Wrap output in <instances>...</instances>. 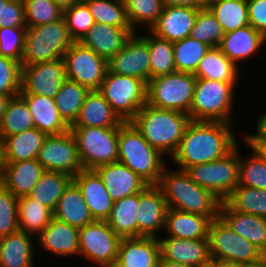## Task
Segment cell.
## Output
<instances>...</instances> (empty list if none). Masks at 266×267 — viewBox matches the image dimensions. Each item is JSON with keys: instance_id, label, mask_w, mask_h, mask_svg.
Segmentation results:
<instances>
[{"instance_id": "cell-28", "label": "cell", "mask_w": 266, "mask_h": 267, "mask_svg": "<svg viewBox=\"0 0 266 267\" xmlns=\"http://www.w3.org/2000/svg\"><path fill=\"white\" fill-rule=\"evenodd\" d=\"M44 172L37 159L4 162L2 184L17 198L28 196Z\"/></svg>"}, {"instance_id": "cell-18", "label": "cell", "mask_w": 266, "mask_h": 267, "mask_svg": "<svg viewBox=\"0 0 266 267\" xmlns=\"http://www.w3.org/2000/svg\"><path fill=\"white\" fill-rule=\"evenodd\" d=\"M137 209L138 237H158L157 232L164 228L168 209L162 191L157 185H147L139 193Z\"/></svg>"}, {"instance_id": "cell-5", "label": "cell", "mask_w": 266, "mask_h": 267, "mask_svg": "<svg viewBox=\"0 0 266 267\" xmlns=\"http://www.w3.org/2000/svg\"><path fill=\"white\" fill-rule=\"evenodd\" d=\"M73 43L63 17L52 23L26 27L21 66L61 59Z\"/></svg>"}, {"instance_id": "cell-47", "label": "cell", "mask_w": 266, "mask_h": 267, "mask_svg": "<svg viewBox=\"0 0 266 267\" xmlns=\"http://www.w3.org/2000/svg\"><path fill=\"white\" fill-rule=\"evenodd\" d=\"M26 27L40 26L58 21L63 9L53 0H23Z\"/></svg>"}, {"instance_id": "cell-40", "label": "cell", "mask_w": 266, "mask_h": 267, "mask_svg": "<svg viewBox=\"0 0 266 267\" xmlns=\"http://www.w3.org/2000/svg\"><path fill=\"white\" fill-rule=\"evenodd\" d=\"M34 128L25 100L18 94L11 97L0 124V139Z\"/></svg>"}, {"instance_id": "cell-6", "label": "cell", "mask_w": 266, "mask_h": 267, "mask_svg": "<svg viewBox=\"0 0 266 267\" xmlns=\"http://www.w3.org/2000/svg\"><path fill=\"white\" fill-rule=\"evenodd\" d=\"M237 83L197 79L189 117L192 121L230 123Z\"/></svg>"}, {"instance_id": "cell-31", "label": "cell", "mask_w": 266, "mask_h": 267, "mask_svg": "<svg viewBox=\"0 0 266 267\" xmlns=\"http://www.w3.org/2000/svg\"><path fill=\"white\" fill-rule=\"evenodd\" d=\"M53 217L78 229L94 221L81 191L73 181L60 197Z\"/></svg>"}, {"instance_id": "cell-51", "label": "cell", "mask_w": 266, "mask_h": 267, "mask_svg": "<svg viewBox=\"0 0 266 267\" xmlns=\"http://www.w3.org/2000/svg\"><path fill=\"white\" fill-rule=\"evenodd\" d=\"M25 35L26 27L0 28V55L21 64L25 47Z\"/></svg>"}, {"instance_id": "cell-9", "label": "cell", "mask_w": 266, "mask_h": 267, "mask_svg": "<svg viewBox=\"0 0 266 267\" xmlns=\"http://www.w3.org/2000/svg\"><path fill=\"white\" fill-rule=\"evenodd\" d=\"M83 169L118 161L119 127H70Z\"/></svg>"}, {"instance_id": "cell-46", "label": "cell", "mask_w": 266, "mask_h": 267, "mask_svg": "<svg viewBox=\"0 0 266 267\" xmlns=\"http://www.w3.org/2000/svg\"><path fill=\"white\" fill-rule=\"evenodd\" d=\"M128 21L135 31L140 23L147 25V29L157 22L164 7L163 0H123Z\"/></svg>"}, {"instance_id": "cell-2", "label": "cell", "mask_w": 266, "mask_h": 267, "mask_svg": "<svg viewBox=\"0 0 266 267\" xmlns=\"http://www.w3.org/2000/svg\"><path fill=\"white\" fill-rule=\"evenodd\" d=\"M157 186L168 208L209 217H219L221 200L196 184L185 170L169 171L165 166Z\"/></svg>"}, {"instance_id": "cell-33", "label": "cell", "mask_w": 266, "mask_h": 267, "mask_svg": "<svg viewBox=\"0 0 266 267\" xmlns=\"http://www.w3.org/2000/svg\"><path fill=\"white\" fill-rule=\"evenodd\" d=\"M47 134L37 128L7 136L3 140L4 162L37 159Z\"/></svg>"}, {"instance_id": "cell-15", "label": "cell", "mask_w": 266, "mask_h": 267, "mask_svg": "<svg viewBox=\"0 0 266 267\" xmlns=\"http://www.w3.org/2000/svg\"><path fill=\"white\" fill-rule=\"evenodd\" d=\"M66 80L63 58L21 66L19 94H38L55 98Z\"/></svg>"}, {"instance_id": "cell-55", "label": "cell", "mask_w": 266, "mask_h": 267, "mask_svg": "<svg viewBox=\"0 0 266 267\" xmlns=\"http://www.w3.org/2000/svg\"><path fill=\"white\" fill-rule=\"evenodd\" d=\"M256 134H248L244 137L246 143H266V113L260 115L257 121Z\"/></svg>"}, {"instance_id": "cell-50", "label": "cell", "mask_w": 266, "mask_h": 267, "mask_svg": "<svg viewBox=\"0 0 266 267\" xmlns=\"http://www.w3.org/2000/svg\"><path fill=\"white\" fill-rule=\"evenodd\" d=\"M18 198L2 183L0 184V237L19 230Z\"/></svg>"}, {"instance_id": "cell-24", "label": "cell", "mask_w": 266, "mask_h": 267, "mask_svg": "<svg viewBox=\"0 0 266 267\" xmlns=\"http://www.w3.org/2000/svg\"><path fill=\"white\" fill-rule=\"evenodd\" d=\"M36 237L44 250L57 256L79 255V229L54 217Z\"/></svg>"}, {"instance_id": "cell-54", "label": "cell", "mask_w": 266, "mask_h": 267, "mask_svg": "<svg viewBox=\"0 0 266 267\" xmlns=\"http://www.w3.org/2000/svg\"><path fill=\"white\" fill-rule=\"evenodd\" d=\"M249 25L266 37V0H246Z\"/></svg>"}, {"instance_id": "cell-27", "label": "cell", "mask_w": 266, "mask_h": 267, "mask_svg": "<svg viewBox=\"0 0 266 267\" xmlns=\"http://www.w3.org/2000/svg\"><path fill=\"white\" fill-rule=\"evenodd\" d=\"M264 43H266V37L247 25L225 33L218 47L231 62L238 66L237 62L256 54Z\"/></svg>"}, {"instance_id": "cell-12", "label": "cell", "mask_w": 266, "mask_h": 267, "mask_svg": "<svg viewBox=\"0 0 266 267\" xmlns=\"http://www.w3.org/2000/svg\"><path fill=\"white\" fill-rule=\"evenodd\" d=\"M121 240L106 220H94L79 229V256L99 267H114Z\"/></svg>"}, {"instance_id": "cell-14", "label": "cell", "mask_w": 266, "mask_h": 267, "mask_svg": "<svg viewBox=\"0 0 266 267\" xmlns=\"http://www.w3.org/2000/svg\"><path fill=\"white\" fill-rule=\"evenodd\" d=\"M37 160L45 171L63 172L72 177L83 169L77 144L70 130L59 135H47Z\"/></svg>"}, {"instance_id": "cell-60", "label": "cell", "mask_w": 266, "mask_h": 267, "mask_svg": "<svg viewBox=\"0 0 266 267\" xmlns=\"http://www.w3.org/2000/svg\"><path fill=\"white\" fill-rule=\"evenodd\" d=\"M159 267H191V266L184 265V264H181V263L171 262V261H168V260H163L160 257Z\"/></svg>"}, {"instance_id": "cell-39", "label": "cell", "mask_w": 266, "mask_h": 267, "mask_svg": "<svg viewBox=\"0 0 266 267\" xmlns=\"http://www.w3.org/2000/svg\"><path fill=\"white\" fill-rule=\"evenodd\" d=\"M90 90L79 83L66 79L55 95V103L63 120L71 126L77 119L86 95Z\"/></svg>"}, {"instance_id": "cell-63", "label": "cell", "mask_w": 266, "mask_h": 267, "mask_svg": "<svg viewBox=\"0 0 266 267\" xmlns=\"http://www.w3.org/2000/svg\"><path fill=\"white\" fill-rule=\"evenodd\" d=\"M211 267H238V265L237 266H235V265H226V264H220V263L212 262Z\"/></svg>"}, {"instance_id": "cell-8", "label": "cell", "mask_w": 266, "mask_h": 267, "mask_svg": "<svg viewBox=\"0 0 266 267\" xmlns=\"http://www.w3.org/2000/svg\"><path fill=\"white\" fill-rule=\"evenodd\" d=\"M212 262L240 265L259 261L265 255L232 230L220 217L212 220L208 234Z\"/></svg>"}, {"instance_id": "cell-53", "label": "cell", "mask_w": 266, "mask_h": 267, "mask_svg": "<svg viewBox=\"0 0 266 267\" xmlns=\"http://www.w3.org/2000/svg\"><path fill=\"white\" fill-rule=\"evenodd\" d=\"M26 27L23 0H1L0 28Z\"/></svg>"}, {"instance_id": "cell-42", "label": "cell", "mask_w": 266, "mask_h": 267, "mask_svg": "<svg viewBox=\"0 0 266 267\" xmlns=\"http://www.w3.org/2000/svg\"><path fill=\"white\" fill-rule=\"evenodd\" d=\"M142 36L148 43L150 54V79L176 72L173 42L157 37L151 31Z\"/></svg>"}, {"instance_id": "cell-59", "label": "cell", "mask_w": 266, "mask_h": 267, "mask_svg": "<svg viewBox=\"0 0 266 267\" xmlns=\"http://www.w3.org/2000/svg\"><path fill=\"white\" fill-rule=\"evenodd\" d=\"M53 1L64 10L68 7H71L77 3L82 2L83 0H53Z\"/></svg>"}, {"instance_id": "cell-30", "label": "cell", "mask_w": 266, "mask_h": 267, "mask_svg": "<svg viewBox=\"0 0 266 267\" xmlns=\"http://www.w3.org/2000/svg\"><path fill=\"white\" fill-rule=\"evenodd\" d=\"M212 219L198 214L168 208L164 228L170 237L180 239L208 238Z\"/></svg>"}, {"instance_id": "cell-36", "label": "cell", "mask_w": 266, "mask_h": 267, "mask_svg": "<svg viewBox=\"0 0 266 267\" xmlns=\"http://www.w3.org/2000/svg\"><path fill=\"white\" fill-rule=\"evenodd\" d=\"M73 177L63 172L45 171L28 195L54 211L65 189Z\"/></svg>"}, {"instance_id": "cell-7", "label": "cell", "mask_w": 266, "mask_h": 267, "mask_svg": "<svg viewBox=\"0 0 266 267\" xmlns=\"http://www.w3.org/2000/svg\"><path fill=\"white\" fill-rule=\"evenodd\" d=\"M197 78L193 73L174 72L147 82L146 104L188 114Z\"/></svg>"}, {"instance_id": "cell-25", "label": "cell", "mask_w": 266, "mask_h": 267, "mask_svg": "<svg viewBox=\"0 0 266 267\" xmlns=\"http://www.w3.org/2000/svg\"><path fill=\"white\" fill-rule=\"evenodd\" d=\"M219 217L266 256V218L232 210L224 201L219 208Z\"/></svg>"}, {"instance_id": "cell-62", "label": "cell", "mask_w": 266, "mask_h": 267, "mask_svg": "<svg viewBox=\"0 0 266 267\" xmlns=\"http://www.w3.org/2000/svg\"><path fill=\"white\" fill-rule=\"evenodd\" d=\"M238 267H266V256H264L257 262L240 264L238 265Z\"/></svg>"}, {"instance_id": "cell-56", "label": "cell", "mask_w": 266, "mask_h": 267, "mask_svg": "<svg viewBox=\"0 0 266 267\" xmlns=\"http://www.w3.org/2000/svg\"><path fill=\"white\" fill-rule=\"evenodd\" d=\"M164 4L167 5H180V6H190V7H205V0H163Z\"/></svg>"}, {"instance_id": "cell-61", "label": "cell", "mask_w": 266, "mask_h": 267, "mask_svg": "<svg viewBox=\"0 0 266 267\" xmlns=\"http://www.w3.org/2000/svg\"><path fill=\"white\" fill-rule=\"evenodd\" d=\"M4 175V153H3V141L0 139V184L2 183Z\"/></svg>"}, {"instance_id": "cell-44", "label": "cell", "mask_w": 266, "mask_h": 267, "mask_svg": "<svg viewBox=\"0 0 266 267\" xmlns=\"http://www.w3.org/2000/svg\"><path fill=\"white\" fill-rule=\"evenodd\" d=\"M90 10L95 23L119 28H132L123 0H83Z\"/></svg>"}, {"instance_id": "cell-1", "label": "cell", "mask_w": 266, "mask_h": 267, "mask_svg": "<svg viewBox=\"0 0 266 267\" xmlns=\"http://www.w3.org/2000/svg\"><path fill=\"white\" fill-rule=\"evenodd\" d=\"M230 123L192 121L187 126L177 150L172 155L179 169L223 158L238 142Z\"/></svg>"}, {"instance_id": "cell-11", "label": "cell", "mask_w": 266, "mask_h": 267, "mask_svg": "<svg viewBox=\"0 0 266 267\" xmlns=\"http://www.w3.org/2000/svg\"><path fill=\"white\" fill-rule=\"evenodd\" d=\"M236 146L223 158L195 164L185 171L200 187L211 191L222 202L239 184V151Z\"/></svg>"}, {"instance_id": "cell-45", "label": "cell", "mask_w": 266, "mask_h": 267, "mask_svg": "<svg viewBox=\"0 0 266 267\" xmlns=\"http://www.w3.org/2000/svg\"><path fill=\"white\" fill-rule=\"evenodd\" d=\"M224 31L214 14L205 6L199 9L190 37L212 47H218Z\"/></svg>"}, {"instance_id": "cell-64", "label": "cell", "mask_w": 266, "mask_h": 267, "mask_svg": "<svg viewBox=\"0 0 266 267\" xmlns=\"http://www.w3.org/2000/svg\"><path fill=\"white\" fill-rule=\"evenodd\" d=\"M206 1V6L211 3V2H215V1H218V0H205Z\"/></svg>"}, {"instance_id": "cell-4", "label": "cell", "mask_w": 266, "mask_h": 267, "mask_svg": "<svg viewBox=\"0 0 266 267\" xmlns=\"http://www.w3.org/2000/svg\"><path fill=\"white\" fill-rule=\"evenodd\" d=\"M164 156L153 148L131 122L118 131V161L130 168L148 185H157L166 166Z\"/></svg>"}, {"instance_id": "cell-29", "label": "cell", "mask_w": 266, "mask_h": 267, "mask_svg": "<svg viewBox=\"0 0 266 267\" xmlns=\"http://www.w3.org/2000/svg\"><path fill=\"white\" fill-rule=\"evenodd\" d=\"M123 121L98 90L90 91L79 115L70 127H119Z\"/></svg>"}, {"instance_id": "cell-17", "label": "cell", "mask_w": 266, "mask_h": 267, "mask_svg": "<svg viewBox=\"0 0 266 267\" xmlns=\"http://www.w3.org/2000/svg\"><path fill=\"white\" fill-rule=\"evenodd\" d=\"M158 240L160 256L163 260L191 267H211L212 265L208 238L180 239L168 236Z\"/></svg>"}, {"instance_id": "cell-21", "label": "cell", "mask_w": 266, "mask_h": 267, "mask_svg": "<svg viewBox=\"0 0 266 267\" xmlns=\"http://www.w3.org/2000/svg\"><path fill=\"white\" fill-rule=\"evenodd\" d=\"M94 220H106L114 201L95 170L82 169L73 177Z\"/></svg>"}, {"instance_id": "cell-43", "label": "cell", "mask_w": 266, "mask_h": 267, "mask_svg": "<svg viewBox=\"0 0 266 267\" xmlns=\"http://www.w3.org/2000/svg\"><path fill=\"white\" fill-rule=\"evenodd\" d=\"M211 47L196 39L186 37L173 42L174 63L177 72L195 73L199 62Z\"/></svg>"}, {"instance_id": "cell-22", "label": "cell", "mask_w": 266, "mask_h": 267, "mask_svg": "<svg viewBox=\"0 0 266 267\" xmlns=\"http://www.w3.org/2000/svg\"><path fill=\"white\" fill-rule=\"evenodd\" d=\"M95 171L101 177L114 202L140 193L148 185L130 168L119 161L99 166Z\"/></svg>"}, {"instance_id": "cell-26", "label": "cell", "mask_w": 266, "mask_h": 267, "mask_svg": "<svg viewBox=\"0 0 266 267\" xmlns=\"http://www.w3.org/2000/svg\"><path fill=\"white\" fill-rule=\"evenodd\" d=\"M32 115L34 127L47 135H59L70 130L57 109L55 99L38 94H19Z\"/></svg>"}, {"instance_id": "cell-52", "label": "cell", "mask_w": 266, "mask_h": 267, "mask_svg": "<svg viewBox=\"0 0 266 267\" xmlns=\"http://www.w3.org/2000/svg\"><path fill=\"white\" fill-rule=\"evenodd\" d=\"M21 64L0 55V94L10 97L20 93Z\"/></svg>"}, {"instance_id": "cell-57", "label": "cell", "mask_w": 266, "mask_h": 267, "mask_svg": "<svg viewBox=\"0 0 266 267\" xmlns=\"http://www.w3.org/2000/svg\"><path fill=\"white\" fill-rule=\"evenodd\" d=\"M253 153H255L264 163H266V143H247Z\"/></svg>"}, {"instance_id": "cell-37", "label": "cell", "mask_w": 266, "mask_h": 267, "mask_svg": "<svg viewBox=\"0 0 266 267\" xmlns=\"http://www.w3.org/2000/svg\"><path fill=\"white\" fill-rule=\"evenodd\" d=\"M19 230L38 235L52 220L53 211L29 196L18 198Z\"/></svg>"}, {"instance_id": "cell-35", "label": "cell", "mask_w": 266, "mask_h": 267, "mask_svg": "<svg viewBox=\"0 0 266 267\" xmlns=\"http://www.w3.org/2000/svg\"><path fill=\"white\" fill-rule=\"evenodd\" d=\"M238 70V66L231 62L219 47H212L199 62L194 76L197 79L236 83Z\"/></svg>"}, {"instance_id": "cell-49", "label": "cell", "mask_w": 266, "mask_h": 267, "mask_svg": "<svg viewBox=\"0 0 266 267\" xmlns=\"http://www.w3.org/2000/svg\"><path fill=\"white\" fill-rule=\"evenodd\" d=\"M239 152V184L245 187L266 189V163L255 153L245 160ZM242 160V161H241Z\"/></svg>"}, {"instance_id": "cell-58", "label": "cell", "mask_w": 266, "mask_h": 267, "mask_svg": "<svg viewBox=\"0 0 266 267\" xmlns=\"http://www.w3.org/2000/svg\"><path fill=\"white\" fill-rule=\"evenodd\" d=\"M11 97L0 94V124Z\"/></svg>"}, {"instance_id": "cell-19", "label": "cell", "mask_w": 266, "mask_h": 267, "mask_svg": "<svg viewBox=\"0 0 266 267\" xmlns=\"http://www.w3.org/2000/svg\"><path fill=\"white\" fill-rule=\"evenodd\" d=\"M200 8L202 7L165 4L150 31L157 37L171 42L189 37Z\"/></svg>"}, {"instance_id": "cell-38", "label": "cell", "mask_w": 266, "mask_h": 267, "mask_svg": "<svg viewBox=\"0 0 266 267\" xmlns=\"http://www.w3.org/2000/svg\"><path fill=\"white\" fill-rule=\"evenodd\" d=\"M224 33L249 25L246 0H218L207 5Z\"/></svg>"}, {"instance_id": "cell-13", "label": "cell", "mask_w": 266, "mask_h": 267, "mask_svg": "<svg viewBox=\"0 0 266 267\" xmlns=\"http://www.w3.org/2000/svg\"><path fill=\"white\" fill-rule=\"evenodd\" d=\"M66 79L87 87L90 91L99 90L108 70L107 61L92 49L74 42L64 53Z\"/></svg>"}, {"instance_id": "cell-16", "label": "cell", "mask_w": 266, "mask_h": 267, "mask_svg": "<svg viewBox=\"0 0 266 267\" xmlns=\"http://www.w3.org/2000/svg\"><path fill=\"white\" fill-rule=\"evenodd\" d=\"M136 32L126 40L122 49L108 62V71L118 75L150 80V54L147 41Z\"/></svg>"}, {"instance_id": "cell-41", "label": "cell", "mask_w": 266, "mask_h": 267, "mask_svg": "<svg viewBox=\"0 0 266 267\" xmlns=\"http://www.w3.org/2000/svg\"><path fill=\"white\" fill-rule=\"evenodd\" d=\"M224 202L232 210L266 218V189L237 185Z\"/></svg>"}, {"instance_id": "cell-23", "label": "cell", "mask_w": 266, "mask_h": 267, "mask_svg": "<svg viewBox=\"0 0 266 267\" xmlns=\"http://www.w3.org/2000/svg\"><path fill=\"white\" fill-rule=\"evenodd\" d=\"M135 32L133 28H119L95 23L79 42L108 62L122 49L126 40Z\"/></svg>"}, {"instance_id": "cell-3", "label": "cell", "mask_w": 266, "mask_h": 267, "mask_svg": "<svg viewBox=\"0 0 266 267\" xmlns=\"http://www.w3.org/2000/svg\"><path fill=\"white\" fill-rule=\"evenodd\" d=\"M130 122L153 148L172 156L191 118L183 112L145 104Z\"/></svg>"}, {"instance_id": "cell-32", "label": "cell", "mask_w": 266, "mask_h": 267, "mask_svg": "<svg viewBox=\"0 0 266 267\" xmlns=\"http://www.w3.org/2000/svg\"><path fill=\"white\" fill-rule=\"evenodd\" d=\"M33 238L20 230L0 237V267H34Z\"/></svg>"}, {"instance_id": "cell-20", "label": "cell", "mask_w": 266, "mask_h": 267, "mask_svg": "<svg viewBox=\"0 0 266 267\" xmlns=\"http://www.w3.org/2000/svg\"><path fill=\"white\" fill-rule=\"evenodd\" d=\"M160 257L158 238H122L114 267H159Z\"/></svg>"}, {"instance_id": "cell-34", "label": "cell", "mask_w": 266, "mask_h": 267, "mask_svg": "<svg viewBox=\"0 0 266 267\" xmlns=\"http://www.w3.org/2000/svg\"><path fill=\"white\" fill-rule=\"evenodd\" d=\"M139 193L115 201L109 217L110 228L121 238L138 237L137 209Z\"/></svg>"}, {"instance_id": "cell-10", "label": "cell", "mask_w": 266, "mask_h": 267, "mask_svg": "<svg viewBox=\"0 0 266 267\" xmlns=\"http://www.w3.org/2000/svg\"><path fill=\"white\" fill-rule=\"evenodd\" d=\"M98 91L123 122H130L146 104L147 84L134 77L107 70Z\"/></svg>"}, {"instance_id": "cell-48", "label": "cell", "mask_w": 266, "mask_h": 267, "mask_svg": "<svg viewBox=\"0 0 266 267\" xmlns=\"http://www.w3.org/2000/svg\"><path fill=\"white\" fill-rule=\"evenodd\" d=\"M63 18L74 42H79L95 24L88 5L84 1L64 9Z\"/></svg>"}]
</instances>
